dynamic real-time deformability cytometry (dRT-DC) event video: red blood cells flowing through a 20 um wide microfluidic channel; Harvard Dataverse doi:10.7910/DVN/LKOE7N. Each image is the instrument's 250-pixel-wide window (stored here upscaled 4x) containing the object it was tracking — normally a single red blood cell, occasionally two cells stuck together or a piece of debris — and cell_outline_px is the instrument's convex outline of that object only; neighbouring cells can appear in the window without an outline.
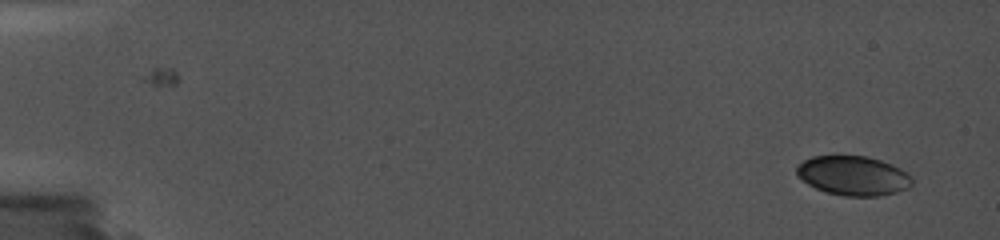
{"species": "common noctule bat (a hibernating species)", "species_latin": "Nyctalus noctula", "temperature_condition": "cold", "stored_images_in_passage": 3, "camera_frame_rate_fps": 5000, "um_per_image_px": 0.085, "animal": {"sex": "female", "body_mass_g": 19.0, "forearm_length_mm": 56.7}, "frame": {"image": 1, "passage_image": 1, "time_ms": 0.0, "image_size_px": [1000, 240], "cell_outline_px": [[912, 184], [908, 188], [896, 192], [880, 196], [844, 196], [824, 192], [800, 180], [796, 176], [796, 164], [812, 156], [868, 156], [892, 164], [900, 168], [912, 176]], "centroid_in_image_um": [72.49, 14.93], "position_along_channel_um": 12.5, "area_um2": 26.82}}